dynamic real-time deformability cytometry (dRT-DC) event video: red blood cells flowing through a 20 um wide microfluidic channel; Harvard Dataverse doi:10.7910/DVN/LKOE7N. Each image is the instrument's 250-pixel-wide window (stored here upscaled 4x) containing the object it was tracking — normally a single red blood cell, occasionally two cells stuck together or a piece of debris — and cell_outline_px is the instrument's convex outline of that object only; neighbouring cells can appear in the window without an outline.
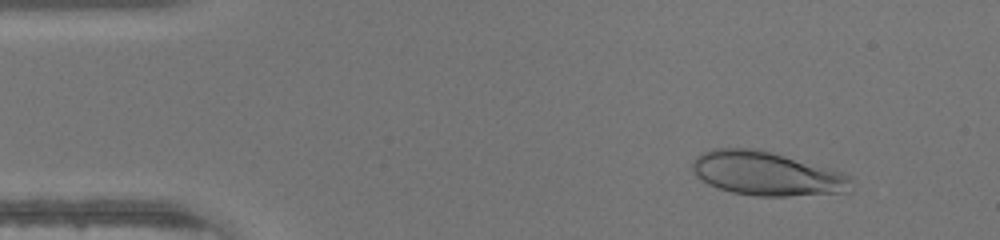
{"species": "human", "species_latin": "Homo sapiens", "temperature_condition": "warm", "stored_images_in_passage": 46, "camera_frame_rate_fps": 3000, "um_per_image_px": 0.085, "donor": {"sex": "male"}, "frame": {"image": 1, "passage_image": 5, "time_ms": 1.333, "image_size_px": [1000, 240], "cell_outline_px": [[852, 192], [788, 196], [756, 196], [732, 192], [708, 184], [696, 176], [692, 172], [692, 160], [696, 156], [712, 148], [752, 148], [784, 156], [844, 172], [852, 176]], "centroid_in_image_um": [65.19, 14.77], "position_along_channel_um": 19.8, "area_um2": 40.69}}
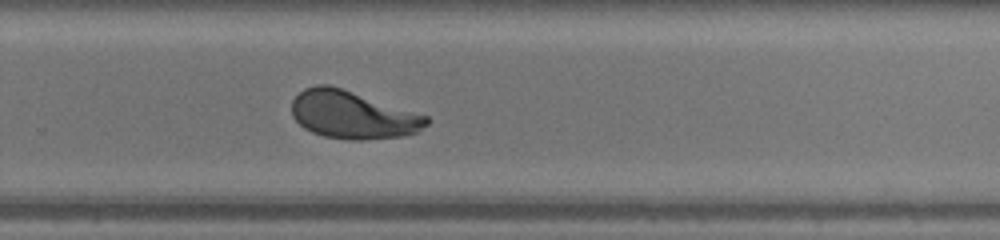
{"frame": {"image": 2, "passage_image": 30, "time_ms": 9.667, "image_size_px": [1000, 240], "cell_outline_px": [[432, 120], [428, 124], [416, 132], [404, 136], [364, 140], [348, 140], [324, 136], [312, 132], [304, 128], [292, 116], [292, 100], [304, 88], [316, 84], [328, 84], [428, 116]], "centroid_in_image_um": [29.97, 9.77], "position_along_channel_um": 299.8, "area_um2": 37.4}}
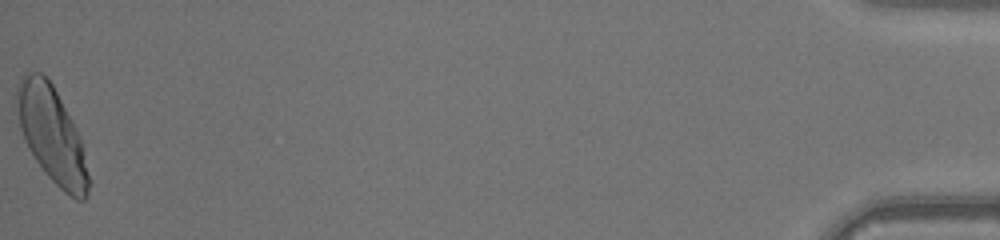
{"frame": {"image": 3, "passage_image": 46, "time_ms": 15.0, "image_size_px": [1000, 240], "cell_outline_px": [[88, 196], [84, 200], [76, 200], [64, 192], [48, 176], [36, 160], [28, 148], [24, 140], [20, 128], [16, 96], [16, 84], [20, 76], [24, 72], [40, 72], [52, 84], [72, 120], [80, 136], [88, 176]], "centroid_in_image_um": [4.38, 11.43], "position_along_channel_um": 430.8, "area_um2": 39.59}}